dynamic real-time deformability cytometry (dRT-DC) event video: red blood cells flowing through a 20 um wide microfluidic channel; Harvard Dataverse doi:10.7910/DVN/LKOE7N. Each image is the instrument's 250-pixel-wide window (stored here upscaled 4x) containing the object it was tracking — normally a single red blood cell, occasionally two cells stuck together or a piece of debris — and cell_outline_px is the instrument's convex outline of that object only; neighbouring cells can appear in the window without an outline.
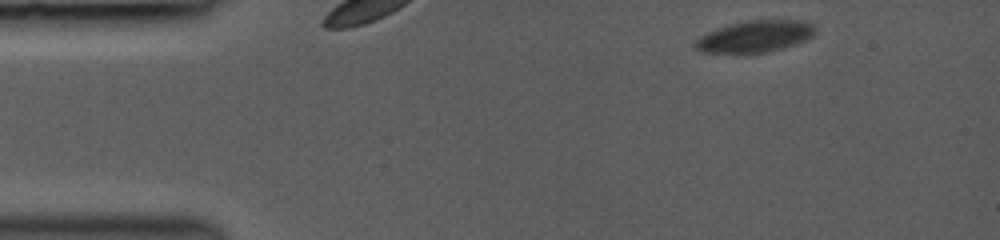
{"species": "common noctule bat (a hibernating species)", "species_latin": "Nyctalus noctula", "temperature_condition": "room temperature", "stored_images_in_passage": 47, "camera_frame_rate_fps": 3000, "um_per_image_px": 0.085, "animal": {"sex": "female", "body_mass_g": 19.0, "forearm_length_mm": 53.3}, "frame": {"image": 1, "passage_image": 1, "time_ms": 0.0, "image_size_px": [1000, 240], "cell_outline_px": [[816, 32], [812, 36], [804, 40], [768, 52], [700, 52], [692, 44], [700, 36], [716, 28], [728, 24], [744, 20], [804, 20], [816, 24]], "centroid_in_image_um": [64.18, 3.06], "position_along_channel_um": 20.8, "area_um2": 22.08}}
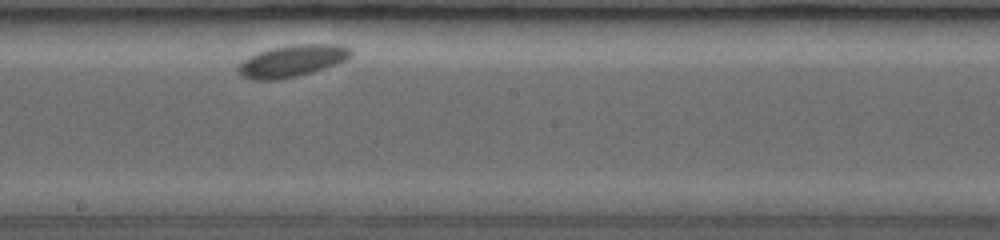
{"frame": {"image": 2, "passage_image": 25, "time_ms": 5.0, "image_size_px": [1000, 240], "cell_outline_px": [[352, 56], [336, 64], [312, 72], [280, 80], [252, 80], [240, 76], [236, 68], [248, 56], [272, 48], [292, 44], [340, 44], [348, 48], [352, 52]], "centroid_in_image_um": [24.8, 5.18], "position_along_channel_um": 223.4, "area_um2": 20.92}}
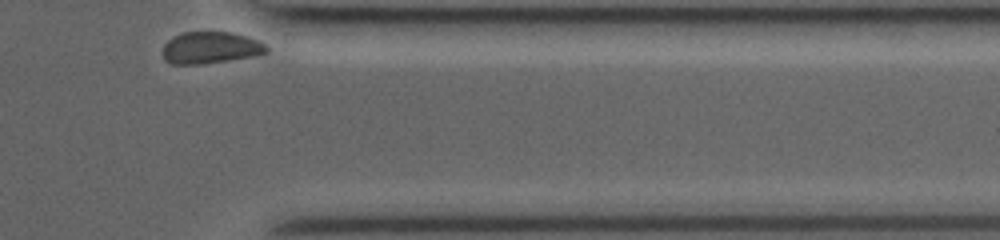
{"frame": {"image": 3, "passage_image": 47, "time_ms": 9.667, "image_size_px": [1000, 240], "cell_outline_px": [[268, 52], [252, 56], [228, 60], [196, 64], [172, 64], [164, 60], [164, 44], [172, 36], [184, 32], [232, 32], [248, 36], [264, 44], [268, 48]], "centroid_in_image_um": [17.88, 4.04], "position_along_channel_um": 393.5, "area_um2": 19.07}}